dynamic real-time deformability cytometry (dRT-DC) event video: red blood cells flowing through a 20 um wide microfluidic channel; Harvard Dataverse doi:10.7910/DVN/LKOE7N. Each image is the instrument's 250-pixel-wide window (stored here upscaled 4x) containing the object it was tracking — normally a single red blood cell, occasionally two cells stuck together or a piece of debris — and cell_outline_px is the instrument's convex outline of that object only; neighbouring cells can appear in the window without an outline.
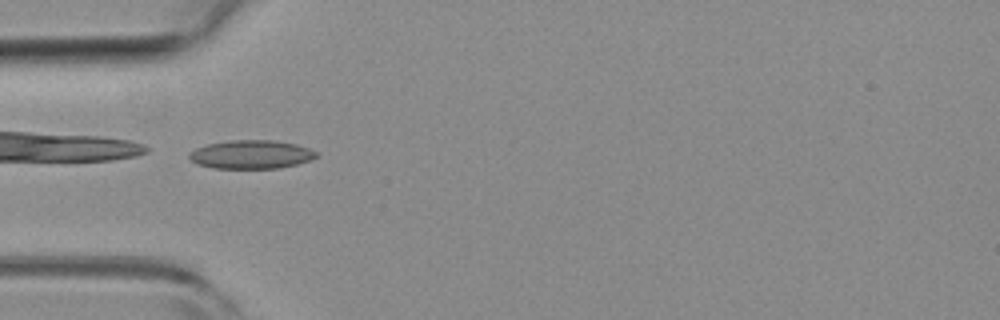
{"species": "common noctule bat (a hibernating species)", "species_latin": "Nyctalus noctula", "temperature_condition": "room temperature", "stored_images_in_passage": 6, "camera_frame_rate_fps": 3000, "um_per_image_px": 0.085, "animal": {"sex": "female", "body_mass_g": 19.3, "forearm_length_mm": 54.1}, "frame": {"image": 1, "passage_image": 4, "time_ms": 1.0, "image_size_px": [1000, 320], "cell_outline_px": [[320, 156], [296, 164], [280, 168], [212, 168], [196, 164], [188, 156], [196, 148], [208, 144], [228, 140], [272, 140], [296, 144], [308, 148], [316, 152]], "centroid_in_image_um": [21.35, 13.13], "position_along_channel_um": 63.7, "area_um2": 21.04}}
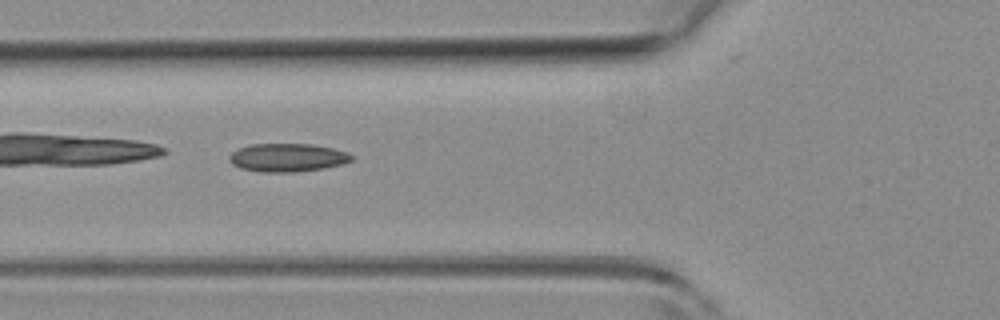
{"frame": {"image": 2, "passage_image": 5, "time_ms": 1.333, "image_size_px": [1000, 320], "cell_outline_px": [[352, 160], [344, 164], [324, 168], [296, 172], [260, 172], [240, 168], [232, 164], [228, 160], [228, 156], [232, 152], [240, 148], [252, 144], [312, 144], [332, 148], [348, 152], [352, 156]], "centroid_in_image_um": [24.43, 13.4], "position_along_channel_um": 101.4, "area_um2": 20.23}}
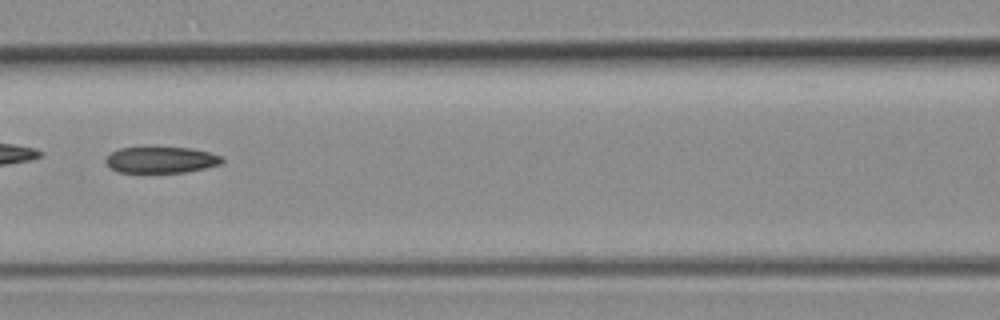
{"frame": {"image": 3, "passage_image": 6, "time_ms": 1.667, "image_size_px": [1000, 320], "cell_outline_px": [[224, 164], [188, 172], [120, 172], [112, 168], [104, 160], [112, 152], [120, 148], [148, 144], [156, 144], [188, 148], [208, 152], [224, 156]], "centroid_in_image_um": [13.73, 13.53], "position_along_channel_um": 152.9, "area_um2": 18.73}}